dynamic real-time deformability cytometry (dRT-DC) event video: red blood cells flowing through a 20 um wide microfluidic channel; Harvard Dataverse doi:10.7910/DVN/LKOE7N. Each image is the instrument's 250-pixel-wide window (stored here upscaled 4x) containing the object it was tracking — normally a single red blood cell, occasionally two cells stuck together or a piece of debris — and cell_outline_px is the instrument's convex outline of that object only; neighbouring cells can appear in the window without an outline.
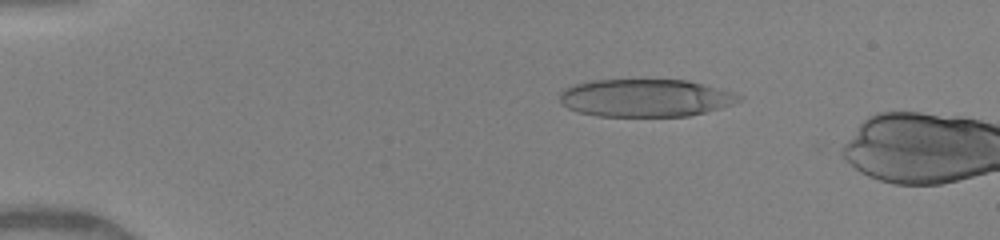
{"species": "human", "species_latin": "Homo sapiens", "temperature_condition": "warm", "stored_images_in_passage": 13, "camera_frame_rate_fps": 3000, "um_per_image_px": 0.085, "donor": {"sex": "female"}, "frame": {"image": 1, "passage_image": 10, "time_ms": 3.0, "image_size_px": [1000, 240], "cell_outline_px": [[744, 100], [732, 104], [704, 112], [688, 116], [596, 116], [580, 112], [568, 108], [560, 100], [560, 92], [564, 88], [588, 80], [688, 80], [736, 92], [744, 96]], "centroid_in_image_um": [54.9, 8.32], "position_along_channel_um": 30.1, "area_um2": 39.48}}